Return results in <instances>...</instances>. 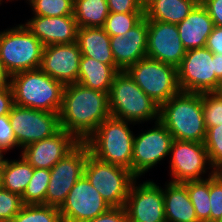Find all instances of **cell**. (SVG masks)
Instances as JSON below:
<instances>
[{"mask_svg":"<svg viewBox=\"0 0 222 222\" xmlns=\"http://www.w3.org/2000/svg\"><path fill=\"white\" fill-rule=\"evenodd\" d=\"M109 15L106 0H75L73 16L80 27H103Z\"/></svg>","mask_w":222,"mask_h":222,"instance_id":"obj_27","label":"cell"},{"mask_svg":"<svg viewBox=\"0 0 222 222\" xmlns=\"http://www.w3.org/2000/svg\"><path fill=\"white\" fill-rule=\"evenodd\" d=\"M118 71L121 70L116 65L104 64L91 57L82 56L77 83L109 94L113 78Z\"/></svg>","mask_w":222,"mask_h":222,"instance_id":"obj_24","label":"cell"},{"mask_svg":"<svg viewBox=\"0 0 222 222\" xmlns=\"http://www.w3.org/2000/svg\"><path fill=\"white\" fill-rule=\"evenodd\" d=\"M213 92H215L217 95L222 96V77L219 79L218 85Z\"/></svg>","mask_w":222,"mask_h":222,"instance_id":"obj_47","label":"cell"},{"mask_svg":"<svg viewBox=\"0 0 222 222\" xmlns=\"http://www.w3.org/2000/svg\"><path fill=\"white\" fill-rule=\"evenodd\" d=\"M199 2L200 0H144V15L147 20L178 24Z\"/></svg>","mask_w":222,"mask_h":222,"instance_id":"obj_25","label":"cell"},{"mask_svg":"<svg viewBox=\"0 0 222 222\" xmlns=\"http://www.w3.org/2000/svg\"><path fill=\"white\" fill-rule=\"evenodd\" d=\"M109 12L144 13V0H106Z\"/></svg>","mask_w":222,"mask_h":222,"instance_id":"obj_37","label":"cell"},{"mask_svg":"<svg viewBox=\"0 0 222 222\" xmlns=\"http://www.w3.org/2000/svg\"><path fill=\"white\" fill-rule=\"evenodd\" d=\"M110 116L108 93L78 83L64 86L60 126L80 142H84Z\"/></svg>","mask_w":222,"mask_h":222,"instance_id":"obj_1","label":"cell"},{"mask_svg":"<svg viewBox=\"0 0 222 222\" xmlns=\"http://www.w3.org/2000/svg\"><path fill=\"white\" fill-rule=\"evenodd\" d=\"M20 156L18 160L7 159L1 172L0 186L22 196L33 175V167Z\"/></svg>","mask_w":222,"mask_h":222,"instance_id":"obj_26","label":"cell"},{"mask_svg":"<svg viewBox=\"0 0 222 222\" xmlns=\"http://www.w3.org/2000/svg\"><path fill=\"white\" fill-rule=\"evenodd\" d=\"M176 25L186 51L205 47L207 38L214 28L213 20L201 2Z\"/></svg>","mask_w":222,"mask_h":222,"instance_id":"obj_21","label":"cell"},{"mask_svg":"<svg viewBox=\"0 0 222 222\" xmlns=\"http://www.w3.org/2000/svg\"><path fill=\"white\" fill-rule=\"evenodd\" d=\"M9 118L19 149L46 139L61 129L59 113L20 107L14 104Z\"/></svg>","mask_w":222,"mask_h":222,"instance_id":"obj_11","label":"cell"},{"mask_svg":"<svg viewBox=\"0 0 222 222\" xmlns=\"http://www.w3.org/2000/svg\"><path fill=\"white\" fill-rule=\"evenodd\" d=\"M205 47L213 53L222 55V26H214Z\"/></svg>","mask_w":222,"mask_h":222,"instance_id":"obj_41","label":"cell"},{"mask_svg":"<svg viewBox=\"0 0 222 222\" xmlns=\"http://www.w3.org/2000/svg\"><path fill=\"white\" fill-rule=\"evenodd\" d=\"M213 175L211 170L207 179L183 182L200 222H210V177Z\"/></svg>","mask_w":222,"mask_h":222,"instance_id":"obj_28","label":"cell"},{"mask_svg":"<svg viewBox=\"0 0 222 222\" xmlns=\"http://www.w3.org/2000/svg\"><path fill=\"white\" fill-rule=\"evenodd\" d=\"M170 155V175L173 177L170 182L207 179L202 177L203 174L210 167L213 170L204 143L173 140ZM206 164L210 166L206 168Z\"/></svg>","mask_w":222,"mask_h":222,"instance_id":"obj_14","label":"cell"},{"mask_svg":"<svg viewBox=\"0 0 222 222\" xmlns=\"http://www.w3.org/2000/svg\"><path fill=\"white\" fill-rule=\"evenodd\" d=\"M110 208L83 174L71 188L59 211L63 222H86Z\"/></svg>","mask_w":222,"mask_h":222,"instance_id":"obj_13","label":"cell"},{"mask_svg":"<svg viewBox=\"0 0 222 222\" xmlns=\"http://www.w3.org/2000/svg\"><path fill=\"white\" fill-rule=\"evenodd\" d=\"M84 175L111 207H124L130 187L138 178L128 169L88 155Z\"/></svg>","mask_w":222,"mask_h":222,"instance_id":"obj_7","label":"cell"},{"mask_svg":"<svg viewBox=\"0 0 222 222\" xmlns=\"http://www.w3.org/2000/svg\"><path fill=\"white\" fill-rule=\"evenodd\" d=\"M49 181V169L33 168L31 180L22 195L23 203L25 205L45 204Z\"/></svg>","mask_w":222,"mask_h":222,"instance_id":"obj_29","label":"cell"},{"mask_svg":"<svg viewBox=\"0 0 222 222\" xmlns=\"http://www.w3.org/2000/svg\"><path fill=\"white\" fill-rule=\"evenodd\" d=\"M128 124L134 123L113 116L105 119L84 141L90 154L100 161L132 172L134 134Z\"/></svg>","mask_w":222,"mask_h":222,"instance_id":"obj_4","label":"cell"},{"mask_svg":"<svg viewBox=\"0 0 222 222\" xmlns=\"http://www.w3.org/2000/svg\"><path fill=\"white\" fill-rule=\"evenodd\" d=\"M11 222H63L58 207L45 204L24 205Z\"/></svg>","mask_w":222,"mask_h":222,"instance_id":"obj_30","label":"cell"},{"mask_svg":"<svg viewBox=\"0 0 222 222\" xmlns=\"http://www.w3.org/2000/svg\"><path fill=\"white\" fill-rule=\"evenodd\" d=\"M126 71L134 82L159 105L181 91L177 68L170 64L146 57L131 65Z\"/></svg>","mask_w":222,"mask_h":222,"instance_id":"obj_8","label":"cell"},{"mask_svg":"<svg viewBox=\"0 0 222 222\" xmlns=\"http://www.w3.org/2000/svg\"><path fill=\"white\" fill-rule=\"evenodd\" d=\"M14 105L12 87L0 88V116L8 115Z\"/></svg>","mask_w":222,"mask_h":222,"instance_id":"obj_42","label":"cell"},{"mask_svg":"<svg viewBox=\"0 0 222 222\" xmlns=\"http://www.w3.org/2000/svg\"><path fill=\"white\" fill-rule=\"evenodd\" d=\"M14 104L46 112L59 113L64 85L40 68L11 75Z\"/></svg>","mask_w":222,"mask_h":222,"instance_id":"obj_3","label":"cell"},{"mask_svg":"<svg viewBox=\"0 0 222 222\" xmlns=\"http://www.w3.org/2000/svg\"><path fill=\"white\" fill-rule=\"evenodd\" d=\"M11 75L6 71L3 62L0 60V88L10 86Z\"/></svg>","mask_w":222,"mask_h":222,"instance_id":"obj_43","label":"cell"},{"mask_svg":"<svg viewBox=\"0 0 222 222\" xmlns=\"http://www.w3.org/2000/svg\"><path fill=\"white\" fill-rule=\"evenodd\" d=\"M214 176L217 177L222 182V165H219L214 170Z\"/></svg>","mask_w":222,"mask_h":222,"instance_id":"obj_46","label":"cell"},{"mask_svg":"<svg viewBox=\"0 0 222 222\" xmlns=\"http://www.w3.org/2000/svg\"><path fill=\"white\" fill-rule=\"evenodd\" d=\"M24 205L21 195L0 186V222H11Z\"/></svg>","mask_w":222,"mask_h":222,"instance_id":"obj_35","label":"cell"},{"mask_svg":"<svg viewBox=\"0 0 222 222\" xmlns=\"http://www.w3.org/2000/svg\"><path fill=\"white\" fill-rule=\"evenodd\" d=\"M144 17V13L109 12L103 29L109 34V36H124L127 31L136 26Z\"/></svg>","mask_w":222,"mask_h":222,"instance_id":"obj_31","label":"cell"},{"mask_svg":"<svg viewBox=\"0 0 222 222\" xmlns=\"http://www.w3.org/2000/svg\"><path fill=\"white\" fill-rule=\"evenodd\" d=\"M86 222H128L124 207H111L107 212Z\"/></svg>","mask_w":222,"mask_h":222,"instance_id":"obj_39","label":"cell"},{"mask_svg":"<svg viewBox=\"0 0 222 222\" xmlns=\"http://www.w3.org/2000/svg\"><path fill=\"white\" fill-rule=\"evenodd\" d=\"M43 43L23 24L0 32V60L13 75L40 68Z\"/></svg>","mask_w":222,"mask_h":222,"instance_id":"obj_6","label":"cell"},{"mask_svg":"<svg viewBox=\"0 0 222 222\" xmlns=\"http://www.w3.org/2000/svg\"><path fill=\"white\" fill-rule=\"evenodd\" d=\"M203 143L214 171L222 165V125L209 127Z\"/></svg>","mask_w":222,"mask_h":222,"instance_id":"obj_34","label":"cell"},{"mask_svg":"<svg viewBox=\"0 0 222 222\" xmlns=\"http://www.w3.org/2000/svg\"><path fill=\"white\" fill-rule=\"evenodd\" d=\"M186 52L176 24L148 20V58L177 68Z\"/></svg>","mask_w":222,"mask_h":222,"instance_id":"obj_16","label":"cell"},{"mask_svg":"<svg viewBox=\"0 0 222 222\" xmlns=\"http://www.w3.org/2000/svg\"><path fill=\"white\" fill-rule=\"evenodd\" d=\"M34 16L73 15V0H29Z\"/></svg>","mask_w":222,"mask_h":222,"instance_id":"obj_32","label":"cell"},{"mask_svg":"<svg viewBox=\"0 0 222 222\" xmlns=\"http://www.w3.org/2000/svg\"><path fill=\"white\" fill-rule=\"evenodd\" d=\"M210 222H217L222 215V182L214 175L210 177Z\"/></svg>","mask_w":222,"mask_h":222,"instance_id":"obj_36","label":"cell"},{"mask_svg":"<svg viewBox=\"0 0 222 222\" xmlns=\"http://www.w3.org/2000/svg\"><path fill=\"white\" fill-rule=\"evenodd\" d=\"M147 39L148 20L145 17L124 36H110L115 64L121 71L147 57Z\"/></svg>","mask_w":222,"mask_h":222,"instance_id":"obj_19","label":"cell"},{"mask_svg":"<svg viewBox=\"0 0 222 222\" xmlns=\"http://www.w3.org/2000/svg\"><path fill=\"white\" fill-rule=\"evenodd\" d=\"M213 20L214 26H222V0H200Z\"/></svg>","mask_w":222,"mask_h":222,"instance_id":"obj_40","label":"cell"},{"mask_svg":"<svg viewBox=\"0 0 222 222\" xmlns=\"http://www.w3.org/2000/svg\"><path fill=\"white\" fill-rule=\"evenodd\" d=\"M216 71V53L206 47L187 50L177 67L178 84L181 91L213 92L219 78Z\"/></svg>","mask_w":222,"mask_h":222,"instance_id":"obj_9","label":"cell"},{"mask_svg":"<svg viewBox=\"0 0 222 222\" xmlns=\"http://www.w3.org/2000/svg\"><path fill=\"white\" fill-rule=\"evenodd\" d=\"M82 54L77 42L44 46L40 69L64 86L77 83Z\"/></svg>","mask_w":222,"mask_h":222,"instance_id":"obj_17","label":"cell"},{"mask_svg":"<svg viewBox=\"0 0 222 222\" xmlns=\"http://www.w3.org/2000/svg\"><path fill=\"white\" fill-rule=\"evenodd\" d=\"M138 185V186H137ZM128 222H166L163 188L153 181L132 183L125 203Z\"/></svg>","mask_w":222,"mask_h":222,"instance_id":"obj_15","label":"cell"},{"mask_svg":"<svg viewBox=\"0 0 222 222\" xmlns=\"http://www.w3.org/2000/svg\"><path fill=\"white\" fill-rule=\"evenodd\" d=\"M216 76L220 79L222 77V55L216 54Z\"/></svg>","mask_w":222,"mask_h":222,"instance_id":"obj_44","label":"cell"},{"mask_svg":"<svg viewBox=\"0 0 222 222\" xmlns=\"http://www.w3.org/2000/svg\"><path fill=\"white\" fill-rule=\"evenodd\" d=\"M1 172H2V169H0V184H1Z\"/></svg>","mask_w":222,"mask_h":222,"instance_id":"obj_49","label":"cell"},{"mask_svg":"<svg viewBox=\"0 0 222 222\" xmlns=\"http://www.w3.org/2000/svg\"><path fill=\"white\" fill-rule=\"evenodd\" d=\"M108 99L110 114L115 118L134 124L159 120L160 105L134 82L126 70L115 74Z\"/></svg>","mask_w":222,"mask_h":222,"instance_id":"obj_5","label":"cell"},{"mask_svg":"<svg viewBox=\"0 0 222 222\" xmlns=\"http://www.w3.org/2000/svg\"><path fill=\"white\" fill-rule=\"evenodd\" d=\"M155 127L134 136L132 173L139 178L170 154L173 136L158 120Z\"/></svg>","mask_w":222,"mask_h":222,"instance_id":"obj_12","label":"cell"},{"mask_svg":"<svg viewBox=\"0 0 222 222\" xmlns=\"http://www.w3.org/2000/svg\"><path fill=\"white\" fill-rule=\"evenodd\" d=\"M217 222H222V215H221V217L219 218V220Z\"/></svg>","mask_w":222,"mask_h":222,"instance_id":"obj_48","label":"cell"},{"mask_svg":"<svg viewBox=\"0 0 222 222\" xmlns=\"http://www.w3.org/2000/svg\"><path fill=\"white\" fill-rule=\"evenodd\" d=\"M44 46L77 42L78 26L73 15L33 16L23 24Z\"/></svg>","mask_w":222,"mask_h":222,"instance_id":"obj_20","label":"cell"},{"mask_svg":"<svg viewBox=\"0 0 222 222\" xmlns=\"http://www.w3.org/2000/svg\"><path fill=\"white\" fill-rule=\"evenodd\" d=\"M0 147L4 148L6 151L19 147L10 124L9 114L0 116Z\"/></svg>","mask_w":222,"mask_h":222,"instance_id":"obj_38","label":"cell"},{"mask_svg":"<svg viewBox=\"0 0 222 222\" xmlns=\"http://www.w3.org/2000/svg\"><path fill=\"white\" fill-rule=\"evenodd\" d=\"M6 152L7 151L4 148L0 147V169L4 168L5 163L7 161V159L4 158V155H5L4 153H6Z\"/></svg>","mask_w":222,"mask_h":222,"instance_id":"obj_45","label":"cell"},{"mask_svg":"<svg viewBox=\"0 0 222 222\" xmlns=\"http://www.w3.org/2000/svg\"><path fill=\"white\" fill-rule=\"evenodd\" d=\"M163 196L166 222H200L183 183L168 182Z\"/></svg>","mask_w":222,"mask_h":222,"instance_id":"obj_22","label":"cell"},{"mask_svg":"<svg viewBox=\"0 0 222 222\" xmlns=\"http://www.w3.org/2000/svg\"><path fill=\"white\" fill-rule=\"evenodd\" d=\"M77 43L82 56L91 57L101 63L116 65L110 48V36L103 27H80Z\"/></svg>","mask_w":222,"mask_h":222,"instance_id":"obj_23","label":"cell"},{"mask_svg":"<svg viewBox=\"0 0 222 222\" xmlns=\"http://www.w3.org/2000/svg\"><path fill=\"white\" fill-rule=\"evenodd\" d=\"M79 143L73 134L61 128L54 135L25 146L21 155L33 168L50 170Z\"/></svg>","mask_w":222,"mask_h":222,"instance_id":"obj_18","label":"cell"},{"mask_svg":"<svg viewBox=\"0 0 222 222\" xmlns=\"http://www.w3.org/2000/svg\"><path fill=\"white\" fill-rule=\"evenodd\" d=\"M159 121L174 140L203 143L207 129L203 117L202 93L178 92L160 105Z\"/></svg>","mask_w":222,"mask_h":222,"instance_id":"obj_2","label":"cell"},{"mask_svg":"<svg viewBox=\"0 0 222 222\" xmlns=\"http://www.w3.org/2000/svg\"><path fill=\"white\" fill-rule=\"evenodd\" d=\"M90 149L85 142H80L71 152L50 169L45 205L60 207L68 193L84 174V166Z\"/></svg>","mask_w":222,"mask_h":222,"instance_id":"obj_10","label":"cell"},{"mask_svg":"<svg viewBox=\"0 0 222 222\" xmlns=\"http://www.w3.org/2000/svg\"><path fill=\"white\" fill-rule=\"evenodd\" d=\"M202 108L206 129L222 125V96L215 92L202 93Z\"/></svg>","mask_w":222,"mask_h":222,"instance_id":"obj_33","label":"cell"}]
</instances>
